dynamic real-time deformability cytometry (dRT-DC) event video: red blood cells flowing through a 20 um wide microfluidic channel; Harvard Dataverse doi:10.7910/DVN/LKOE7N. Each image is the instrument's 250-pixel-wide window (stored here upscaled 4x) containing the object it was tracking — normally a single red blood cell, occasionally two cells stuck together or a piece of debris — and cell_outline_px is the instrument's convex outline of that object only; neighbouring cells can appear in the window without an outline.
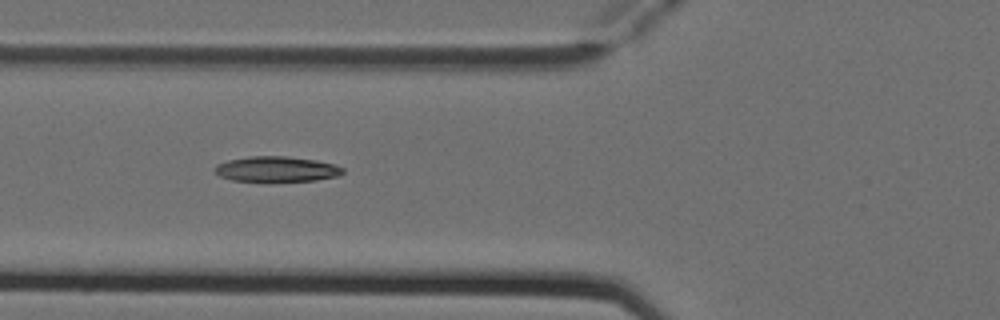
{"species": "Egyptian fruit bat (a non-hibernating species)", "species_latin": "Rousettus aegyptiacus", "temperature_condition": "cold", "stored_images_in_passage": 7, "camera_frame_rate_fps": 3000, "um_per_image_px": 0.085, "animal": {"sex": "female"}, "frame": {"image": 1, "passage_image": 6, "time_ms": 1.667, "image_size_px": [1000, 320], "cell_outline_px": [[344, 172], [340, 176], [316, 180], [232, 180], [220, 176], [212, 168], [216, 164], [228, 160], [248, 156], [288, 156], [316, 160], [336, 164], [344, 168]], "centroid_in_image_um": [23.53, 14.35], "position_along_channel_um": 102.3, "area_um2": 18.79}}
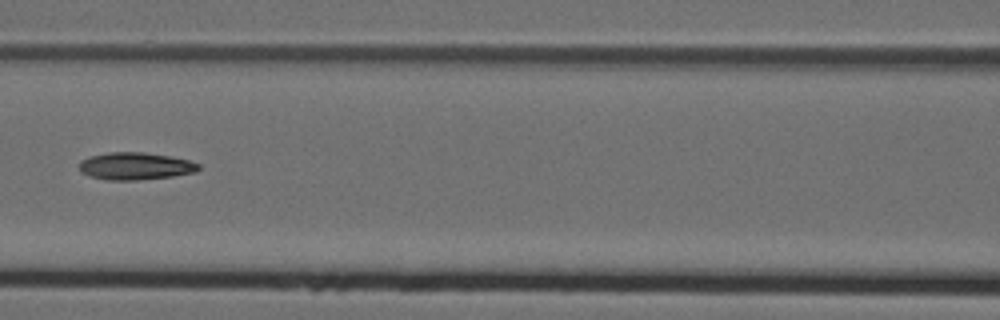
{"frame": {"image": 2, "passage_image": 7, "time_ms": 2.0, "image_size_px": [1000, 320], "cell_outline_px": [[200, 168], [196, 172], [172, 176], [136, 180], [104, 180], [88, 176], [80, 172], [80, 160], [88, 156], [108, 152], [144, 152], [168, 156], [188, 160], [200, 164]], "centroid_in_image_um": [11.46, 14.12], "position_along_channel_um": 155.1, "area_um2": 19.13}}